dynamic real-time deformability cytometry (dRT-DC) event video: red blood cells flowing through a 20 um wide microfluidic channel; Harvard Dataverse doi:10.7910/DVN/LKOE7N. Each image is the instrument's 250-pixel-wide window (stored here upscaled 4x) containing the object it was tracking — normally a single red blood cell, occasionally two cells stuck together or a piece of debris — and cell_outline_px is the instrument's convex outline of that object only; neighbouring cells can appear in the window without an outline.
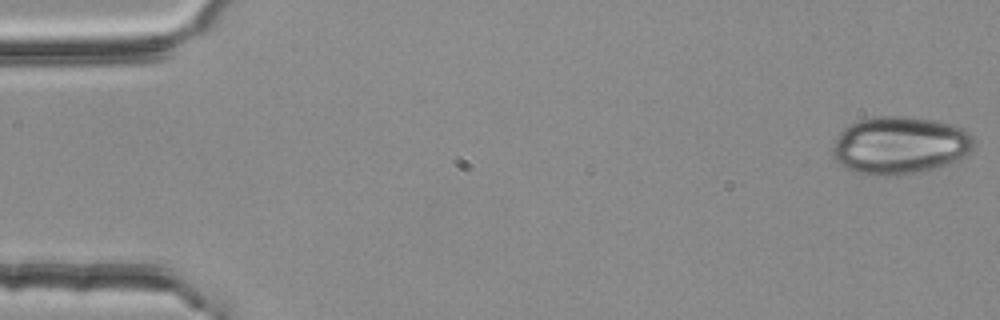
{"species": "common noctule bat (a hibernating species)", "species_latin": "Nyctalus noctula", "temperature_condition": "room temperature", "stored_images_in_passage": 53, "camera_frame_rate_fps": 3000, "um_per_image_px": 0.085, "animal": {"sex": "female", "body_mass_g": 25.1}, "frame": {"image": 1, "passage_image": 1, "time_ms": 0.0, "image_size_px": [1000, 320], "cell_outline_px": [[972, 148], [960, 160], [952, 164], [916, 172], [884, 176], [868, 176], [856, 172], [840, 164], [832, 156], [832, 148], [840, 132], [848, 124], [856, 120], [876, 116], [904, 116], [936, 120], [952, 124], [964, 128], [972, 136]], "centroid_in_image_um": [76.47, 12.34], "position_along_channel_um": 8.5, "area_um2": 47.74}}
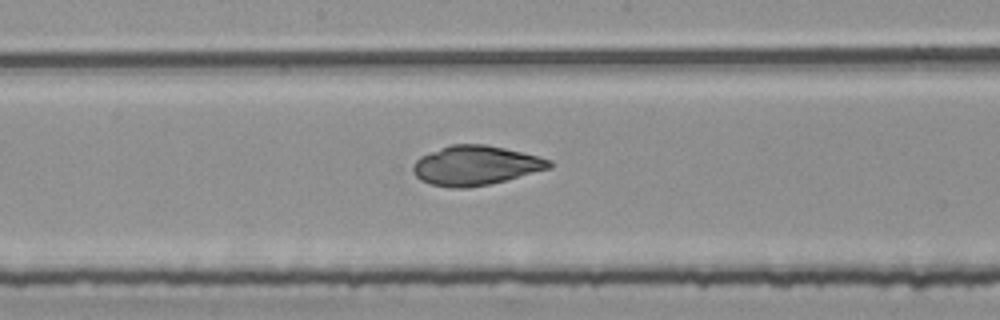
{"frame": {"image": 2, "passage_image": 28, "time_ms": 9.0, "image_size_px": [1000, 320], "cell_outline_px": [[552, 168], [488, 184], [468, 188], [452, 188], [432, 184], [420, 180], [412, 172], [412, 164], [420, 156], [428, 152], [448, 144], [484, 144], [504, 148], [552, 160]], "centroid_in_image_um": [40.37, 14.06], "position_along_channel_um": 207.8, "area_um2": 31.33}}
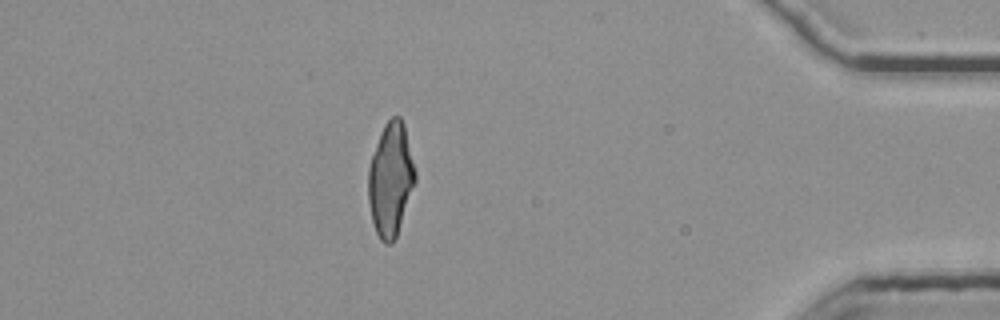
{"frame": {"image": 3, "passage_image": 47, "time_ms": 15.333, "image_size_px": [1000, 320], "cell_outline_px": [[416, 180], [396, 236], [392, 244], [384, 244], [380, 240], [376, 232], [372, 220], [368, 200], [368, 168], [376, 144], [384, 124], [392, 116], [400, 116], [404, 124], [416, 172]], "centroid_in_image_um": [33.2, 15.25], "position_along_channel_um": 402.0, "area_um2": 30.81}}